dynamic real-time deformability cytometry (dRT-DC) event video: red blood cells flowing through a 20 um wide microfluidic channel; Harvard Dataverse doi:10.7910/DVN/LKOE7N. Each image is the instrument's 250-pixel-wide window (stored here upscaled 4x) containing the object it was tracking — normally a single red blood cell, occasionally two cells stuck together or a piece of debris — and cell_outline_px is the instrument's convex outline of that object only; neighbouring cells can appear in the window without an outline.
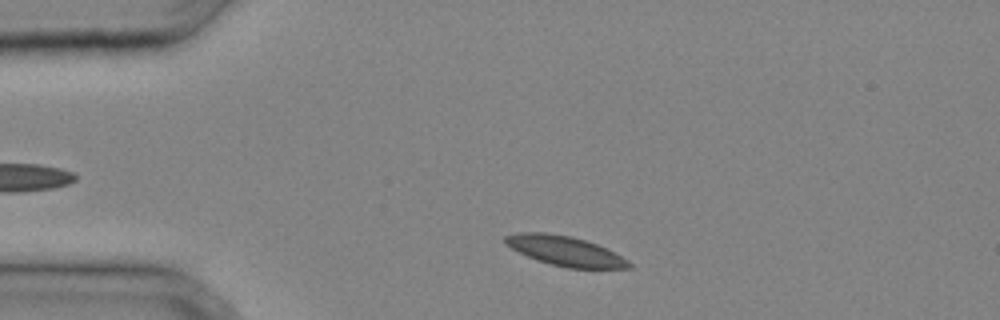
{"species": "common noctule bat (a hibernating species)", "species_latin": "Nyctalus noctula", "temperature_condition": "cold", "stored_images_in_passage": 30, "camera_frame_rate_fps": 3000, "um_per_image_px": 0.085, "animal": {"sex": "male", "body_mass_g": 20.4}, "frame": {"image": 1, "passage_image": 3, "time_ms": 0.667, "image_size_px": [1000, 320], "cell_outline_px": [[632, 268], [568, 268], [536, 260], [504, 244], [504, 236], [516, 232], [548, 232], [572, 236], [608, 248], [628, 260], [632, 264]], "centroid_in_image_um": [48.03, 21.31], "position_along_channel_um": 37.0, "area_um2": 21.5}}
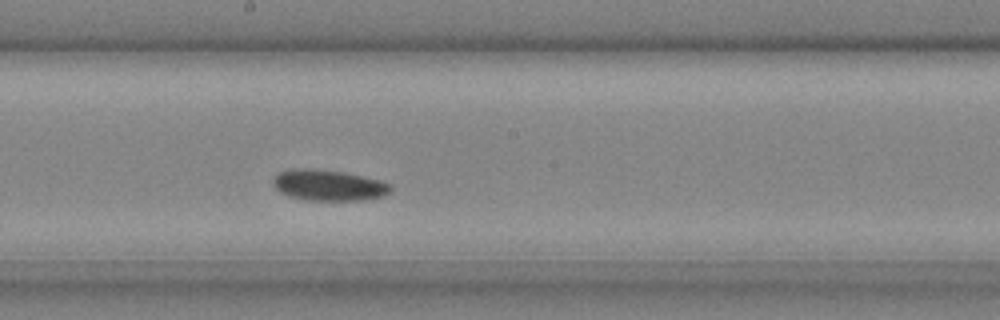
{"frame": {"image": 2, "passage_image": 15, "time_ms": 4.667, "image_size_px": [1000, 320], "cell_outline_px": [[392, 188], [384, 196], [364, 200], [304, 200], [288, 196], [280, 192], [272, 184], [272, 180], [280, 172], [288, 168], [312, 168], [344, 172], [380, 180], [388, 184]], "centroid_in_image_um": [27.88, 15.74], "position_along_channel_um": 220.3, "area_um2": 21.27}}
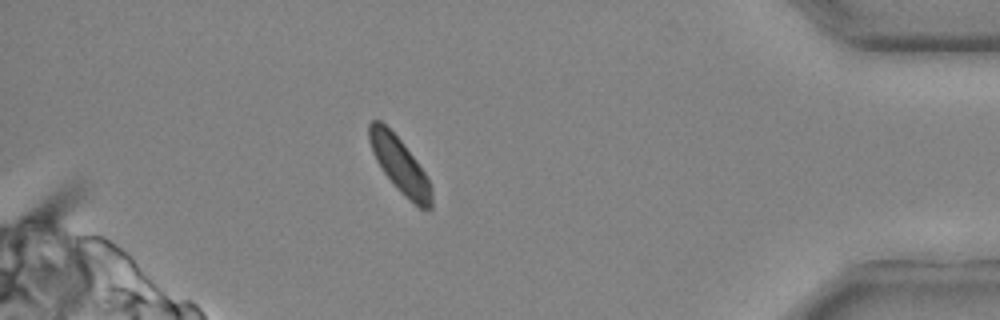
{"frame": {"image": 3, "passage_image": 27, "time_ms": 8.667, "image_size_px": [1000, 320], "cell_outline_px": [[432, 208], [420, 208], [404, 196], [396, 188], [384, 172], [376, 160], [372, 152], [368, 140], [368, 124], [372, 120], [380, 120], [404, 144], [416, 160], [424, 172], [432, 188]], "centroid_in_image_um": [33.96, 14.02], "position_along_channel_um": 401.2, "area_um2": 19.88}}